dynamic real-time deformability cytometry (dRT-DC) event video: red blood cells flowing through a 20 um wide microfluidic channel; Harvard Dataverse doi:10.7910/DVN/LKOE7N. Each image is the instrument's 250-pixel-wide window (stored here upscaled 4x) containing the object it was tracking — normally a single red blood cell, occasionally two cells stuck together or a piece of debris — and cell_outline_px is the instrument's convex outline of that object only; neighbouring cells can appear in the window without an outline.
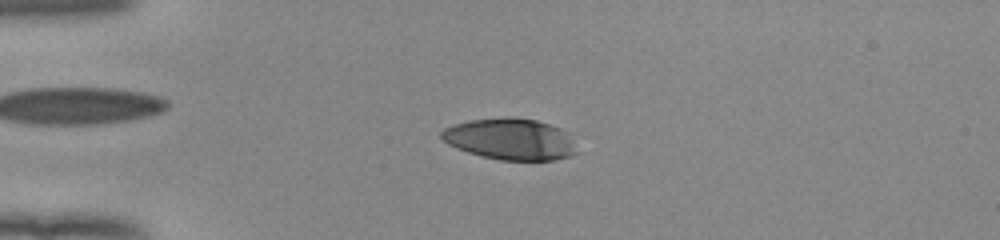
{"species": "human", "species_latin": "Homo sapiens", "temperature_condition": "room temperature", "stored_images_in_passage": 53, "camera_frame_rate_fps": 3000, "um_per_image_px": 0.085, "donor": {"sex": "female"}, "frame": {"image": 1, "passage_image": 14, "time_ms": 4.333, "image_size_px": [1000, 240], "cell_outline_px": [[580, 152], [568, 156], [552, 160], [500, 160], [480, 156], [456, 148], [448, 144], [440, 136], [440, 132], [444, 128], [452, 124], [468, 120], [508, 116], [536, 120], [560, 128], [568, 132]], "centroid_in_image_um": [43.37, 11.82], "position_along_channel_um": 41.6, "area_um2": 33.0}}
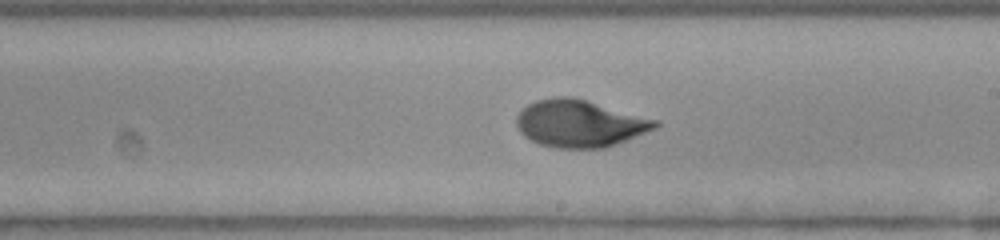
{"frame": {"image": 2, "passage_image": 32, "time_ms": 10.333, "image_size_px": [1000, 240], "cell_outline_px": [[660, 124], [656, 128], [604, 148], [556, 148], [540, 144], [524, 136], [520, 132], [516, 124], [516, 116], [528, 104], [536, 100], [552, 96], [572, 96], [660, 120]], "centroid_in_image_um": [49.27, 10.48], "position_along_channel_um": 239.7, "area_um2": 38.15}}
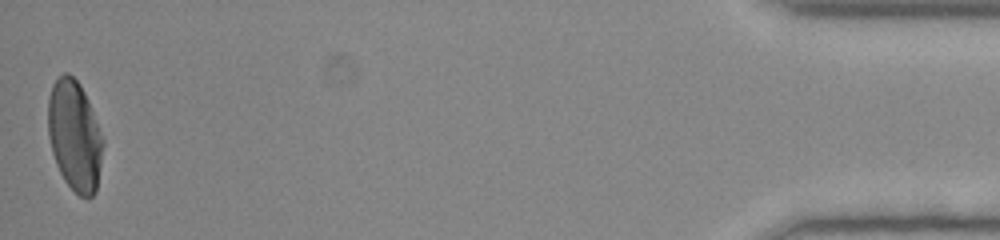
{"frame": {"image": 3, "passage_image": 53, "time_ms": 17.333, "image_size_px": [1000, 240], "cell_outline_px": [[104, 144], [96, 192], [88, 200], [80, 196], [64, 180], [56, 164], [52, 152], [48, 136], [48, 96], [52, 84], [64, 72], [68, 72], [80, 84], [88, 100], [104, 140]], "centroid_in_image_um": [6.34, 11.54], "position_along_channel_um": 428.9, "area_um2": 35.49}, "authors_computed_cell_mechanics": {"area_um2": 36.2984, "velocity_mm_per_s": 3.9122, "shape_relaxation_time_tau1_ms": 4.2454, "shape_relaxation_time_tau2_ms": 1.2615, "deformation_change_tau1": 0.2127, "deformation_change_tau2": 0.043}}